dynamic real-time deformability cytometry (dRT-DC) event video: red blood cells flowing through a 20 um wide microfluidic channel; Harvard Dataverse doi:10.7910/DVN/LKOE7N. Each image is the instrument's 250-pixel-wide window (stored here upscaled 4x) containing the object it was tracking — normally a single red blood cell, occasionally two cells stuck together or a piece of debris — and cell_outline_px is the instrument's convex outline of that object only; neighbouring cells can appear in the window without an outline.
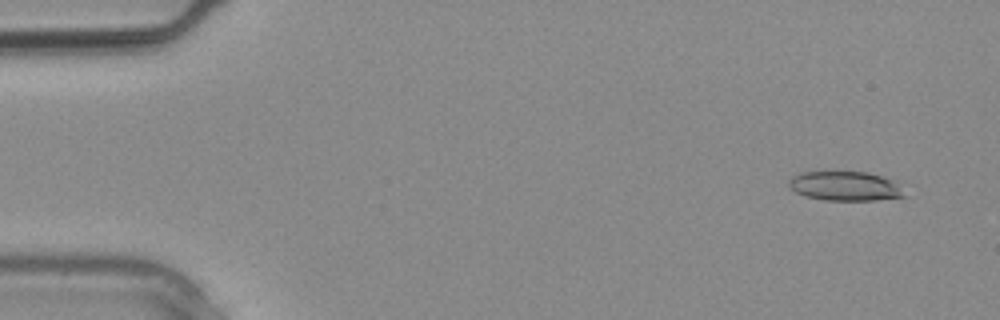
{"species": "common noctule bat (a hibernating species)", "species_latin": "Nyctalus noctula", "temperature_condition": "warm", "stored_images_in_passage": 2, "camera_frame_rate_fps": 3000, "um_per_image_px": 0.085, "animal": {"sex": "male", "body_mass_g": 20.4}, "frame": {"image": 1, "passage_image": 1, "time_ms": 0.0, "image_size_px": [1000, 320], "cell_outline_px": [[908, 196], [876, 200], [824, 200], [804, 196], [788, 188], [788, 180], [792, 176], [800, 172], [832, 168], [868, 172], [892, 180]], "centroid_in_image_um": [71.73, 15.76], "position_along_channel_um": 13.3, "area_um2": 20.75}}